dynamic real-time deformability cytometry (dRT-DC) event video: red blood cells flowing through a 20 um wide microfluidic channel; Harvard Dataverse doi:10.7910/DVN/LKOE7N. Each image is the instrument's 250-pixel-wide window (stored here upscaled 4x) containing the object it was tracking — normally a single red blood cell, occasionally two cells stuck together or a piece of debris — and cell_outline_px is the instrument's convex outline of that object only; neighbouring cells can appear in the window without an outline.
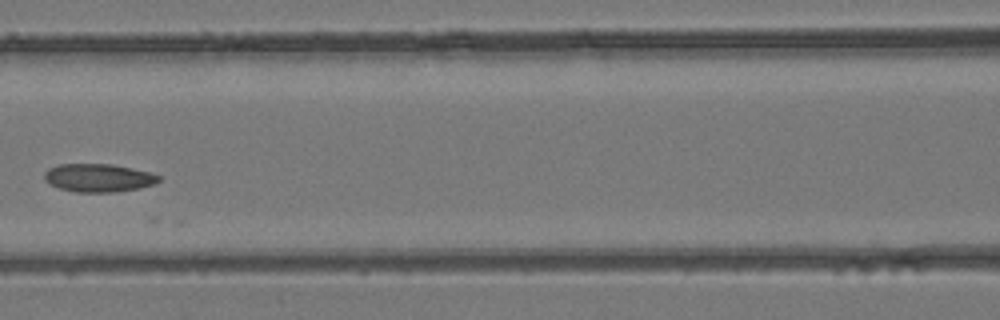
{"species": "common noctule bat (a hibernating species)", "species_latin": "Nyctalus noctula", "temperature_condition": "room temperature", "stored_images_in_passage": 6, "camera_frame_rate_fps": 3000, "um_per_image_px": 0.085, "animal": {"sex": "female", "body_mass_g": 24.6, "forearm_length_mm": 56.2}, "frame": {"image": 1, "passage_image": 6, "time_ms": 1.667, "image_size_px": [1000, 320], "cell_outline_px": [[160, 180], [152, 184], [140, 188], [116, 192], [76, 192], [60, 188], [44, 180], [44, 172], [48, 168], [60, 164], [112, 164], [152, 172], [160, 176]], "centroid_in_image_um": [8.38, 15.11], "position_along_channel_um": 158.2, "area_um2": 18.79}}